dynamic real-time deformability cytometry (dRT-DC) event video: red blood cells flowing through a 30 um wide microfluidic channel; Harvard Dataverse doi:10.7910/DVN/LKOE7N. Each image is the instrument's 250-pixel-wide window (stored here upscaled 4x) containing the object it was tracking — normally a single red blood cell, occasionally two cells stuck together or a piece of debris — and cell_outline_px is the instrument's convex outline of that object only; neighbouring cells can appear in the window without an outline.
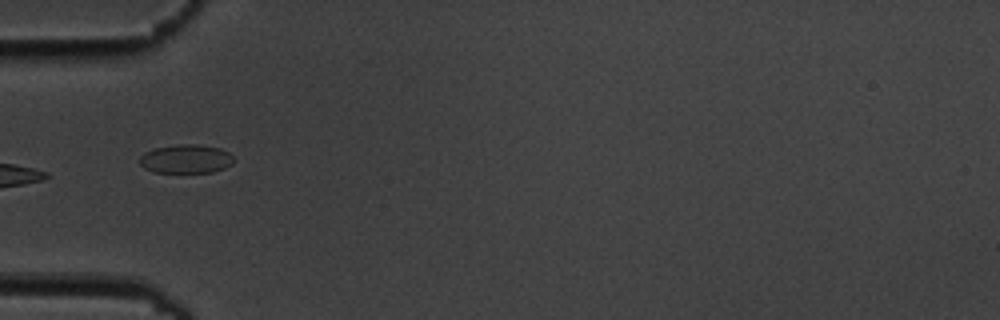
{"species": "common noctule bat (a hibernating species)", "species_latin": "Nyctalus noctula", "temperature_condition": "cold", "stored_images_in_passage": 5, "camera_frame_rate_fps": 3000, "um_per_image_px": 0.085, "animal": {"sex": "male", "body_mass_g": 19.5, "forearm_length_mm": 54.6}, "frame": {"image": 1, "passage_image": 4, "time_ms": 3.667, "image_size_px": [1000, 320], "cell_outline_px": [[232, 164], [224, 168], [212, 172], [152, 172], [144, 168], [140, 164], [140, 156], [144, 152], [156, 148], [176, 144], [200, 144], [220, 148], [228, 152], [232, 156]], "centroid_in_image_um": [15.79, 13.5], "position_along_channel_um": 69.2, "area_um2": 15.78}}
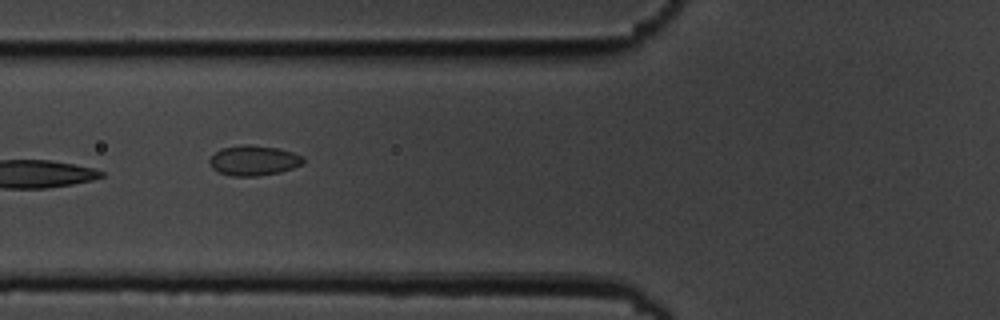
{"frame": {"image": 2, "passage_image": 5, "time_ms": 4.667, "image_size_px": [1000, 320], "cell_outline_px": [[304, 164], [280, 172], [256, 176], [232, 176], [220, 172], [212, 168], [208, 160], [220, 148], [244, 144], [248, 144], [276, 148], [292, 152], [304, 156]], "centroid_in_image_um": [21.57, 13.64], "position_along_channel_um": 104.2, "area_um2": 16.42}}